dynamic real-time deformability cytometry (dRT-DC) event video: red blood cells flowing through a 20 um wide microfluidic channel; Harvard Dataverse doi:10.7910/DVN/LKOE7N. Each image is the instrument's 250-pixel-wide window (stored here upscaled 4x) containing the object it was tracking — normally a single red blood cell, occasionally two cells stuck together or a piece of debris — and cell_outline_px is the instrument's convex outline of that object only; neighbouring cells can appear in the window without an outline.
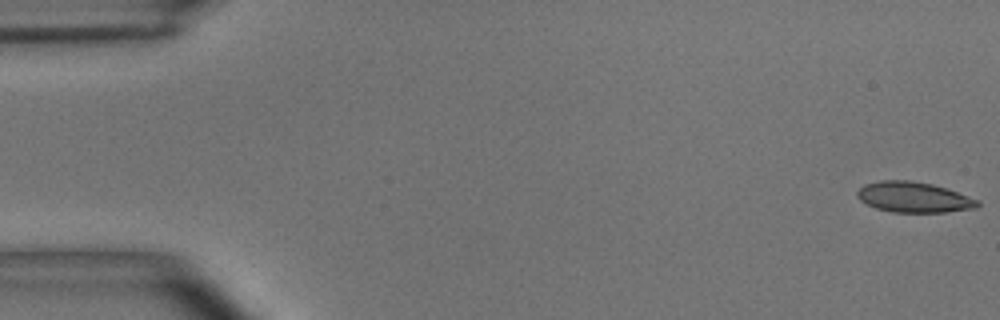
{"species": "common noctule bat (a hibernating species)", "species_latin": "Nyctalus noctula", "temperature_condition": "room temperature", "stored_images_in_passage": 54, "camera_frame_rate_fps": 3000, "um_per_image_px": 0.085, "animal": {"sex": "male", "body_mass_g": 15.6}, "frame": {"image": 1, "passage_image": 1, "time_ms": 0.0, "image_size_px": [1000, 320], "cell_outline_px": [[980, 204], [976, 208], [944, 212], [892, 212], [876, 208], [860, 200], [856, 196], [856, 192], [864, 184], [880, 180], [912, 180], [932, 184], [980, 200]], "centroid_in_image_um": [77.65, 16.76], "position_along_channel_um": 7.4, "area_um2": 21.33}}
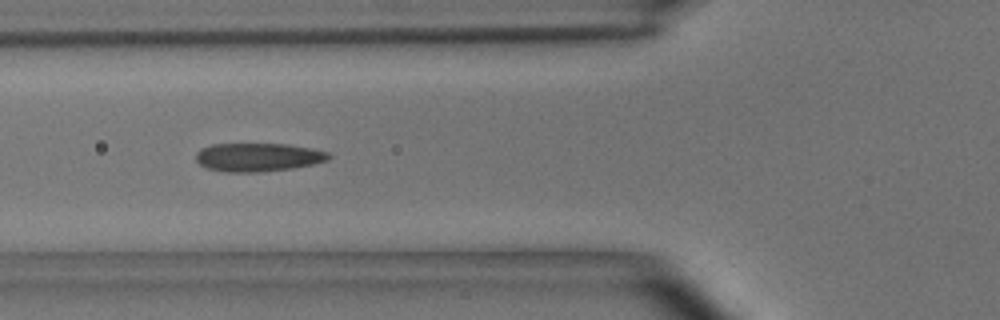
{"frame": {"image": 2, "passage_image": 20, "time_ms": 6.333, "image_size_px": [1000, 320], "cell_outline_px": [[332, 156], [328, 160], [312, 164], [292, 168], [260, 172], [224, 172], [208, 168], [200, 164], [196, 160], [196, 152], [200, 148], [212, 144], [288, 144], [312, 148], [328, 152]], "centroid_in_image_um": [21.93, 13.36], "position_along_channel_um": 103.9, "area_um2": 22.08}}
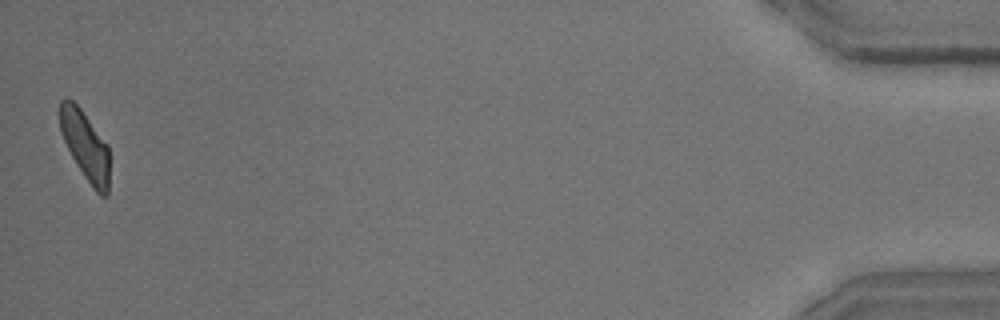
{"frame": {"image": 3, "passage_image": 54, "time_ms": 17.667, "image_size_px": [1000, 320], "cell_outline_px": [[108, 196], [100, 196], [96, 192], [84, 176], [76, 164], [64, 140], [60, 128], [60, 100], [72, 100], [80, 108], [108, 144]], "centroid_in_image_um": [7.26, 12.4], "position_along_channel_um": 427.9, "area_um2": 19.59}, "authors_computed_cell_mechanics": {"area_um2": 21.7617, "velocity_mm_per_s": 3.6645, "shape_relaxation_time_tau1_ms": 6.072, "shape_relaxation_time_tau2_ms": 1.3799, "deformation_change_tau1": 0.159, "deformation_change_tau2": 0.074}}